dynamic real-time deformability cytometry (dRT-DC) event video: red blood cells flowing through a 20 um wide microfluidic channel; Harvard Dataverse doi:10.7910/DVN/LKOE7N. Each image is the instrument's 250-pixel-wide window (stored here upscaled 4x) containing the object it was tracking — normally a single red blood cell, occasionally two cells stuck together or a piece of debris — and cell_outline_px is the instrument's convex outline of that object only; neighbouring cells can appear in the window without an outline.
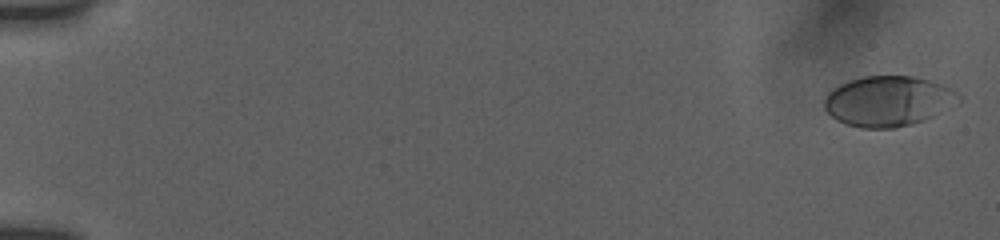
{"species": "human", "species_latin": "Homo sapiens", "temperature_condition": "room temperature", "stored_images_in_passage": 30, "camera_frame_rate_fps": 3000, "um_per_image_px": 0.085, "donor": {"sex": "female"}, "frame": {"image": 1, "passage_image": 1, "time_ms": 0.0, "image_size_px": [1000, 240], "cell_outline_px": [[964, 96], [960, 104], [924, 120], [912, 124], [896, 128], [860, 128], [844, 124], [836, 120], [824, 108], [824, 100], [828, 92], [832, 88], [848, 80], [864, 76], [912, 76], [928, 80], [940, 84]], "centroid_in_image_um": [75.52, 8.61], "position_along_channel_um": 9.5, "area_um2": 39.77}}
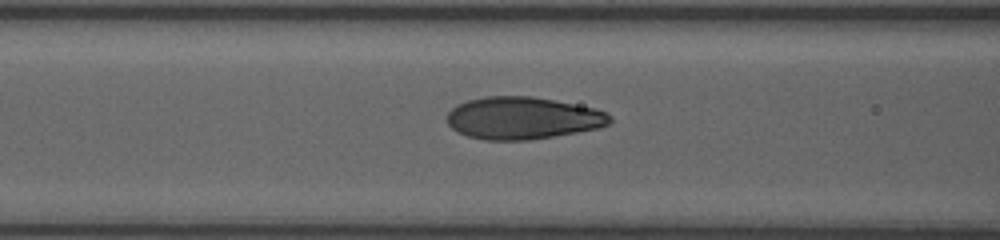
{"frame": {"image": 2, "passage_image": 17, "time_ms": 7.667, "image_size_px": [1000, 240], "cell_outline_px": [[612, 120], [608, 124], [600, 128], [528, 140], [484, 140], [468, 136], [456, 132], [448, 124], [448, 112], [456, 104], [468, 100], [484, 96], [532, 96], [596, 108], [608, 112], [612, 116]], "centroid_in_image_um": [44.43, 10.03], "position_along_channel_um": 122.2, "area_um2": 40.29}}
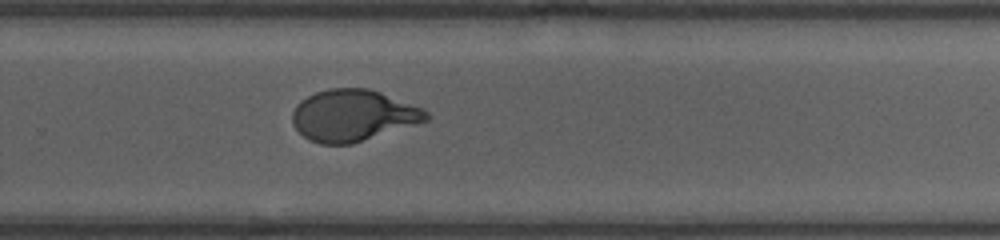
{"frame": {"image": 3, "passage_image": 30, "time_ms": 12.333, "image_size_px": [1000, 240], "cell_outline_px": [[432, 116], [428, 120], [352, 144], [320, 144], [304, 136], [292, 124], [292, 112], [296, 104], [300, 100], [316, 92], [328, 88], [368, 88], [380, 92], [424, 108]], "centroid_in_image_um": [30.01, 9.8], "position_along_channel_um": 299.8, "area_um2": 40.17}}